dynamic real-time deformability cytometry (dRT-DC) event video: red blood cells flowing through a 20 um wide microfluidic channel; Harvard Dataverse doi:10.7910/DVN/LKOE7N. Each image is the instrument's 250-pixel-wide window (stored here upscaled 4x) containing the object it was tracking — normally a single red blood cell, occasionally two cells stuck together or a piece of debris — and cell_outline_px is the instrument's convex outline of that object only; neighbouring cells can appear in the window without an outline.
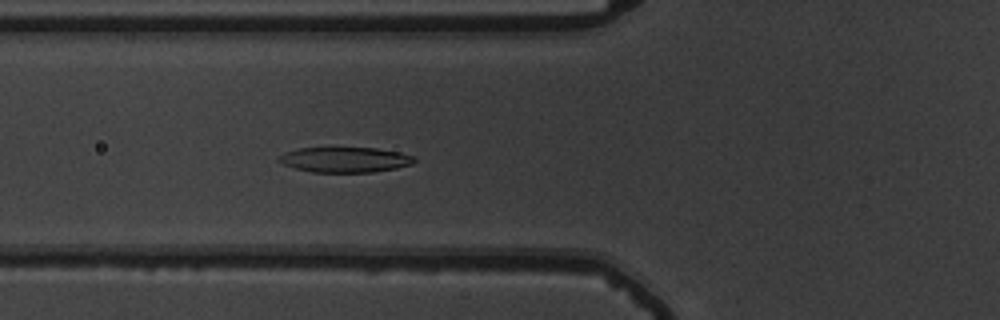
{"species": "common noctule bat (a hibernating species)", "species_latin": "Nyctalus noctula", "temperature_condition": "warm", "stored_images_in_passage": 55, "camera_frame_rate_fps": 3000, "um_per_image_px": 0.085, "animal": {"sex": "male", "body_mass_g": 19.5, "forearm_length_mm": 54.6}, "frame": {"image": 1, "passage_image": 22, "time_ms": 7.0, "image_size_px": [1000, 320], "cell_outline_px": [[416, 160], [412, 164], [396, 168], [372, 172], [312, 172], [296, 168], [284, 164], [276, 160], [284, 152], [300, 148], [376, 148], [400, 152], [416, 156]], "centroid_in_image_um": [29.36, 13.57], "position_along_channel_um": 96.4, "area_um2": 19.88}}
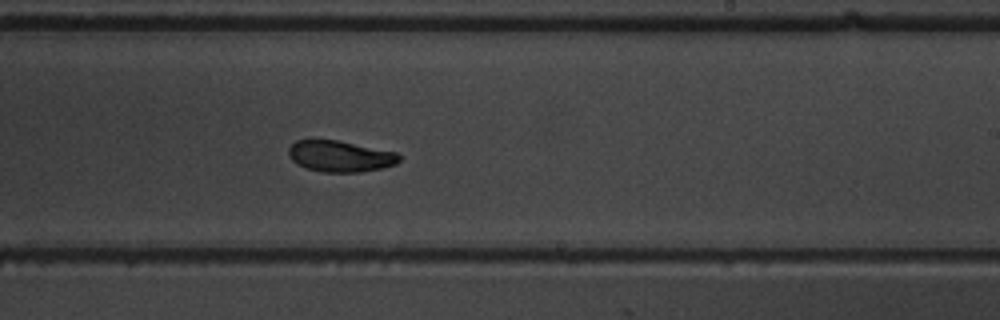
{"frame": {"image": 2, "passage_image": 35, "time_ms": 11.333, "image_size_px": [1000, 320], "cell_outline_px": [[400, 160], [396, 164], [384, 168], [360, 172], [320, 172], [296, 164], [288, 156], [288, 148], [296, 140], [336, 140], [396, 152], [400, 156]], "centroid_in_image_um": [28.9, 13.29], "position_along_channel_um": 260.1, "area_um2": 20.11}}
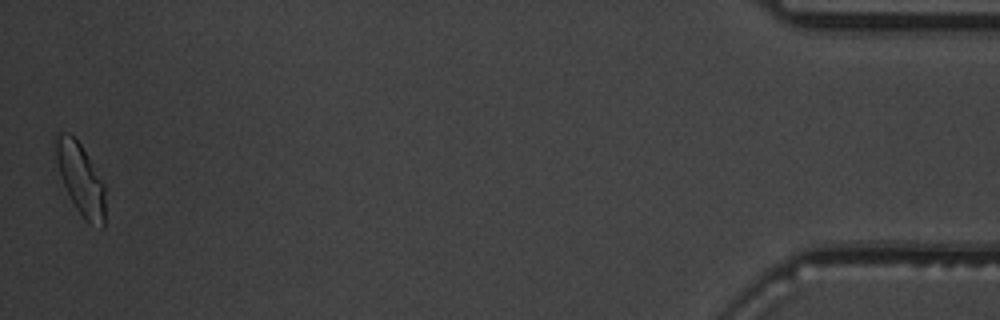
{"frame": {"image": 3, "passage_image": 55, "time_ms": 18.0, "image_size_px": [1000, 320], "cell_outline_px": [[104, 228], [100, 228], [88, 224], [84, 220], [76, 208], [64, 184], [56, 160], [52, 140], [52, 136], [56, 132], [68, 132], [80, 144], [104, 184]], "centroid_in_image_um": [6.81, 15.19], "position_along_channel_um": 428.4, "area_um2": 20.52}, "authors_computed_cell_mechanics": {"area_um2": 20.9236, "velocity_mm_per_s": 3.774, "shape_relaxation_time_tau1_ms": 3.2465, "shape_relaxation_time_tau2_ms": 3.353, "deformation_change_tau1": 0.1544, "deformation_change_tau2": 0.0838}}